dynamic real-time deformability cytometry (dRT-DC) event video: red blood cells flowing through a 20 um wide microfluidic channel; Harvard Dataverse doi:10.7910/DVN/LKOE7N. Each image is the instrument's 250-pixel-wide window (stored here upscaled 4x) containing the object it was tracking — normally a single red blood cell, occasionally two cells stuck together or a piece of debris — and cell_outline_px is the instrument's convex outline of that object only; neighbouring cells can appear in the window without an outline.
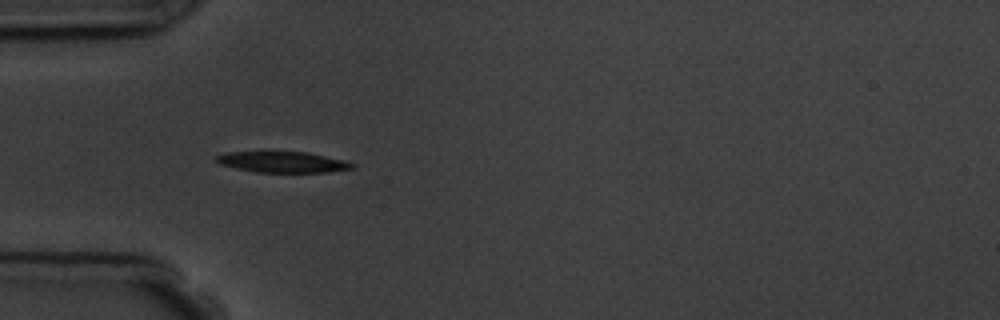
{"species": "common noctule bat (a hibernating species)", "species_latin": "Nyctalus noctula", "temperature_condition": "room temperature", "stored_images_in_passage": 4, "camera_frame_rate_fps": 3000, "um_per_image_px": 0.085, "animal": {"sex": "male", "body_mass_g": 19.5, "forearm_length_mm": 54.6}, "frame": {"image": 1, "passage_image": 3, "time_ms": 2.333, "image_size_px": [1000, 320], "cell_outline_px": [[356, 168], [328, 172], [256, 172], [236, 168], [220, 164], [216, 160], [216, 156], [228, 152], [308, 152], [344, 160], [356, 164]], "centroid_in_image_um": [24.08, 13.78], "position_along_channel_um": 60.9, "area_um2": 16.47}}